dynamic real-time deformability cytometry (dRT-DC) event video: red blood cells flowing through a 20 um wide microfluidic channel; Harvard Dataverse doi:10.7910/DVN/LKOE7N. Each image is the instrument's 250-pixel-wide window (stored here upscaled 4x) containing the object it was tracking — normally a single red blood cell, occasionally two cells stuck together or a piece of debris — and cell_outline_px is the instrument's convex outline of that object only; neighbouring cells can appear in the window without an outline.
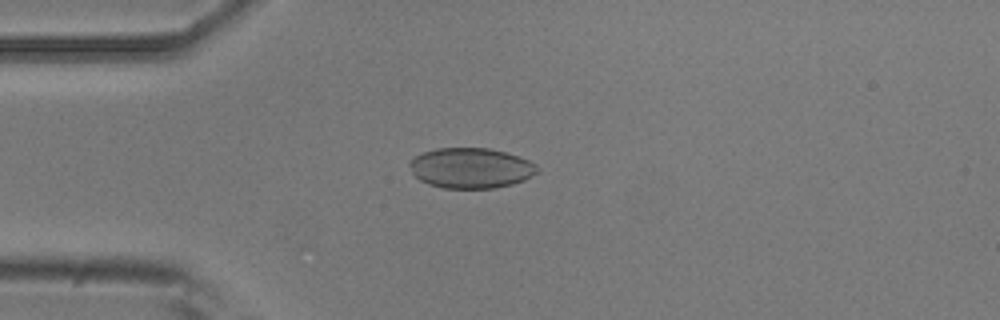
{"species": "common noctule bat (a hibernating species)", "species_latin": "Nyctalus noctula", "temperature_condition": "room temperature", "stored_images_in_passage": 51, "camera_frame_rate_fps": 3000, "um_per_image_px": 0.085, "animal": {"sex": "male", "body_mass_g": 20.5, "forearm_length_mm": 52.5}, "frame": {"image": 1, "passage_image": 13, "time_ms": 4.0, "image_size_px": [1000, 320], "cell_outline_px": [[540, 172], [524, 180], [512, 184], [496, 188], [444, 188], [428, 184], [420, 180], [412, 172], [408, 164], [416, 156], [424, 152], [436, 148], [488, 148], [504, 152], [528, 160], [536, 164], [540, 168]], "centroid_in_image_um": [40.05, 14.29], "position_along_channel_um": 45.0, "area_um2": 30.0}}
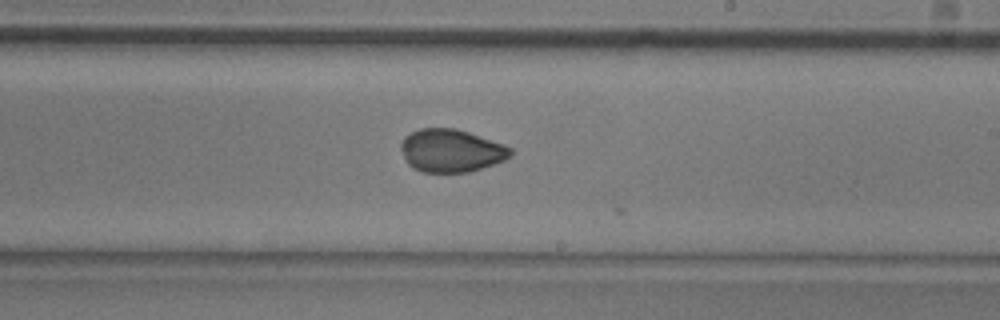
{"frame": {"image": 2, "passage_image": 30, "time_ms": 9.667, "image_size_px": [1000, 320], "cell_outline_px": [[512, 156], [504, 160], [468, 172], [424, 172], [412, 168], [408, 164], [400, 148], [400, 144], [404, 136], [420, 128], [456, 128], [504, 144], [512, 148]], "centroid_in_image_um": [38.33, 12.8], "position_along_channel_um": 250.7, "area_um2": 27.34}}
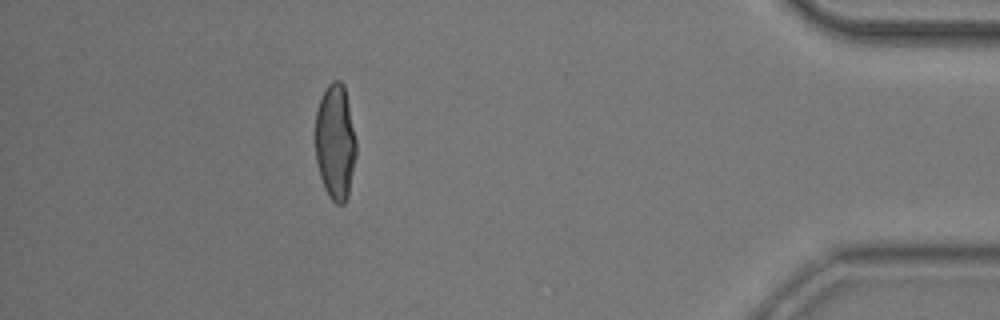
{"frame": {"image": 3, "passage_image": 46, "time_ms": 15.0, "image_size_px": [1000, 320], "cell_outline_px": [[356, 156], [348, 196], [344, 204], [336, 204], [328, 196], [324, 188], [320, 176], [316, 160], [312, 140], [312, 136], [316, 112], [320, 100], [328, 84], [332, 80], [340, 80], [344, 84], [356, 140]], "centroid_in_image_um": [28.46, 12.08], "position_along_channel_um": 406.7, "area_um2": 28.26}, "authors_computed_cell_mechanics": {"area_um2": 28.322, "velocity_mm_per_s": 3.8989, "shape_relaxation_time_tau1_ms": 2.4308, "shape_relaxation_time_tau2_ms": null, "deformation_change_tau1": 0.0985, "deformation_change_tau2": null}}